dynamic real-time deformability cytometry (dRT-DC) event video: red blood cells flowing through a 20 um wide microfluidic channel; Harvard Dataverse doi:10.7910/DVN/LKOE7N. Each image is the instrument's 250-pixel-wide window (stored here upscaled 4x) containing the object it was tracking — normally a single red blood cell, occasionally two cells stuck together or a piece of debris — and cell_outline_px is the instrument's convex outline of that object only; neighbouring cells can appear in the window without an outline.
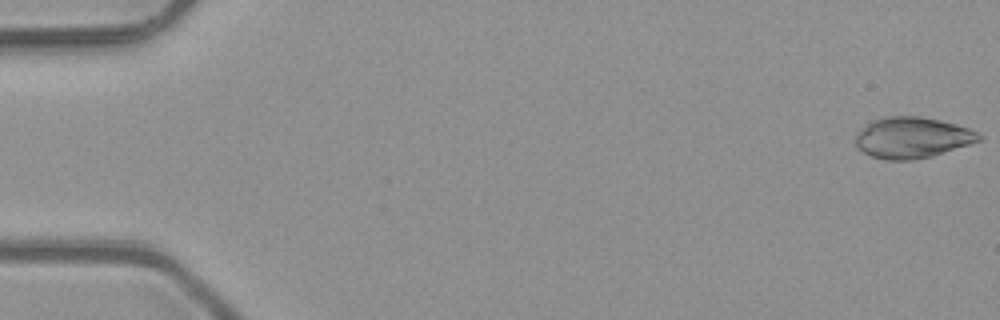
{"species": "common noctule bat (a hibernating species)", "species_latin": "Nyctalus noctula", "temperature_condition": "room temperature", "stored_images_in_passage": 10, "camera_frame_rate_fps": 3000, "um_per_image_px": 0.085, "animal": {"sex": "male", "body_mass_g": 23.1, "forearm_length_mm": 52.7}, "frame": {"image": 1, "passage_image": 1, "time_ms": 0.0, "image_size_px": [1000, 320], "cell_outline_px": [[984, 136], [980, 140], [932, 156], [912, 160], [884, 160], [872, 156], [856, 148], [856, 136], [872, 120], [884, 116], [920, 116], [940, 120], [956, 124], [968, 128]], "centroid_in_image_um": [77.53, 11.7], "position_along_channel_um": 7.5, "area_um2": 29.25}}